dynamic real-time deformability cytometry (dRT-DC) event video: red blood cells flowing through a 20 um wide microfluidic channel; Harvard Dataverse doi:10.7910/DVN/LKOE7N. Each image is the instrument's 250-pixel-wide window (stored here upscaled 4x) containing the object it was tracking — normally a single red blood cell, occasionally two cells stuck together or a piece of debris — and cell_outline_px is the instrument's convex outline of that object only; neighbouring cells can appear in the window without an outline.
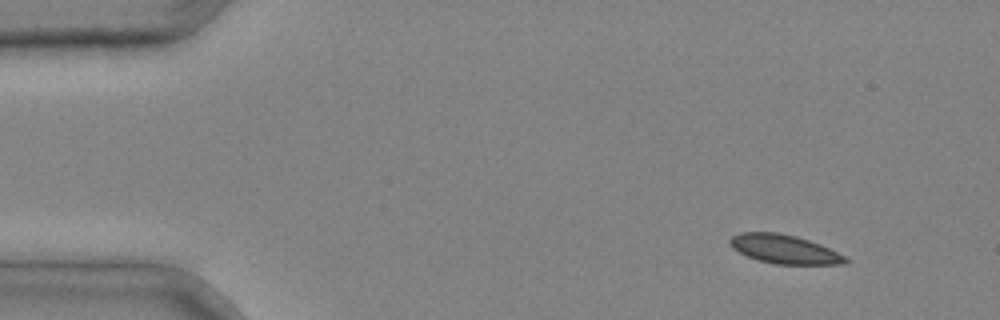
{"species": "common noctule bat (a hibernating species)", "species_latin": "Nyctalus noctula", "temperature_condition": "cold", "stored_images_in_passage": 3, "camera_frame_rate_fps": 3000, "um_per_image_px": 0.085, "animal": {"sex": "male", "body_mass_g": 20.4}, "frame": {"image": 1, "passage_image": 1, "time_ms": 0.0, "image_size_px": [1000, 320], "cell_outline_px": [[848, 264], [776, 264], [760, 260], [748, 256], [732, 248], [728, 244], [728, 240], [732, 236], [740, 232], [780, 232], [796, 236], [820, 244], [844, 256], [848, 260]], "centroid_in_image_um": [66.63, 21.16], "position_along_channel_um": 18.4, "area_um2": 19.31}}
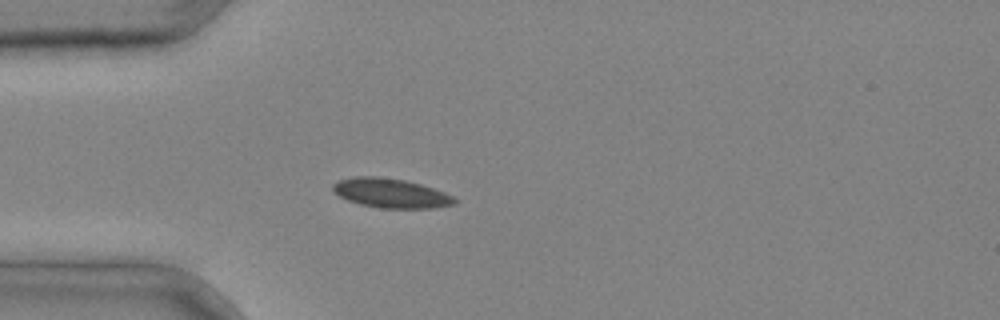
{"frame": {"image": 2, "passage_image": 3, "time_ms": 0.667, "image_size_px": [1000, 320], "cell_outline_px": [[460, 200], [456, 204], [436, 208], [380, 208], [360, 204], [348, 200], [332, 192], [332, 184], [340, 180], [356, 176], [376, 176], [404, 180], [420, 184], [444, 192]], "centroid_in_image_um": [33.24, 16.42], "position_along_channel_um": 51.8, "area_um2": 20.87}}